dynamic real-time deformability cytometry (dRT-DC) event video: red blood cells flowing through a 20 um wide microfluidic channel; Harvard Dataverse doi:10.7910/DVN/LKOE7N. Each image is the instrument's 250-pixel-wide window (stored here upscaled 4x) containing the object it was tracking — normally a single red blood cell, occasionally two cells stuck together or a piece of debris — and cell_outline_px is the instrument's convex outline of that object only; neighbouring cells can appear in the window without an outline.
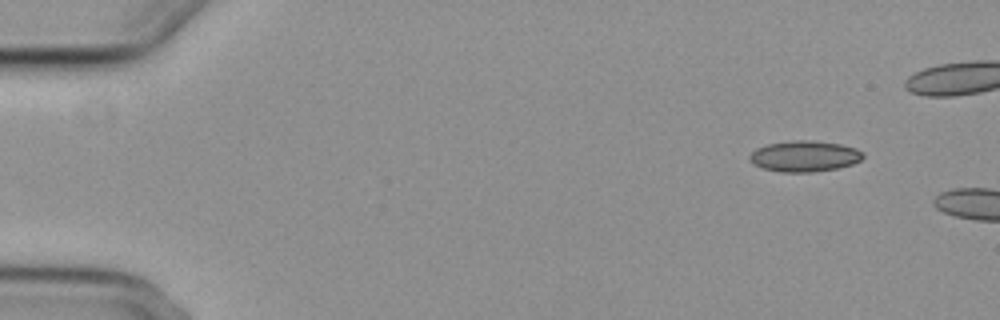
{"species": "common noctule bat (a hibernating species)", "species_latin": "Nyctalus noctula", "temperature_condition": "cold", "stored_images_in_passage": 3, "camera_frame_rate_fps": 3000, "um_per_image_px": 0.085, "animal": {"sex": "female", "body_mass_g": 29.2, "forearm_length_mm": 56.3}, "frame": {"image": 1, "passage_image": 1, "time_ms": 0.0, "image_size_px": [1000, 320], "cell_outline_px": [[864, 156], [860, 160], [852, 164], [836, 168], [812, 172], [780, 172], [764, 168], [752, 164], [748, 160], [748, 156], [756, 148], [768, 144], [792, 140], [812, 140], [840, 144], [856, 148], [864, 152]], "centroid_in_image_um": [68.36, 13.27], "position_along_channel_um": 16.6, "area_um2": 20.52}}